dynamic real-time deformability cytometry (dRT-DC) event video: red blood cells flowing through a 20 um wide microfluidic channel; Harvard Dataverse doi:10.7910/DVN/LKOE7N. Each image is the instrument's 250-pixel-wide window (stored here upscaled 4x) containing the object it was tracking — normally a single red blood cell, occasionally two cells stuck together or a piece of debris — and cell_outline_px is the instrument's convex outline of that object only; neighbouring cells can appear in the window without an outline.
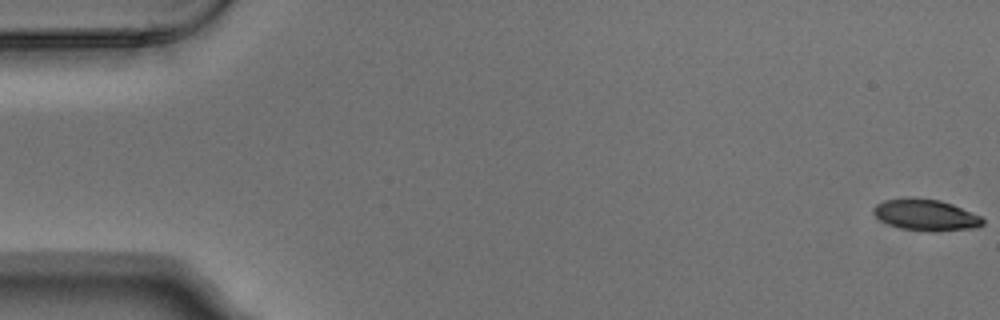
{"species": "Egyptian fruit bat (a non-hibernating species)", "species_latin": "Rousettus aegyptiacus", "temperature_condition": "warm", "stored_images_in_passage": 5, "camera_frame_rate_fps": 3000, "um_per_image_px": 0.085, "animal": {"sex": "male"}, "frame": {"image": 1, "passage_image": 1, "time_ms": 0.0, "image_size_px": [1000, 320], "cell_outline_px": [[984, 224], [976, 228], [932, 232], [928, 232], [900, 228], [888, 224], [880, 220], [872, 212], [872, 208], [876, 204], [884, 200], [904, 196], [912, 196], [940, 200], [952, 204], [980, 216], [984, 220]], "centroid_in_image_um": [78.65, 18.26], "position_along_channel_um": 6.3, "area_um2": 20.4}}
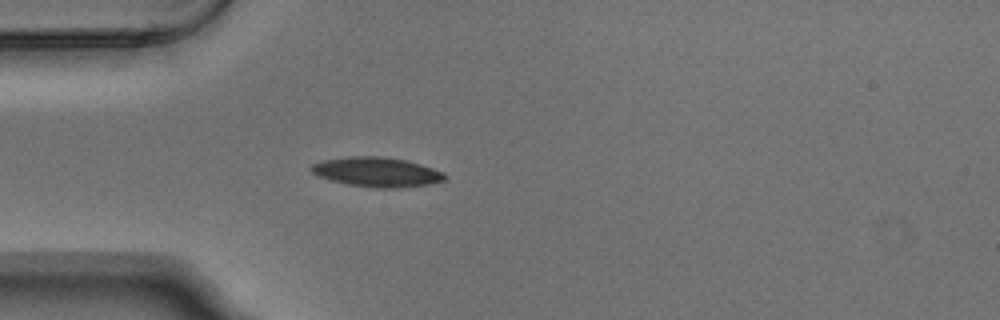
{"frame": {"image": 2, "passage_image": 5, "time_ms": 1.333, "image_size_px": [1000, 320], "cell_outline_px": [[448, 176], [444, 180], [428, 184], [400, 188], [372, 188], [348, 184], [332, 180], [320, 176], [312, 172], [308, 168], [312, 164], [320, 160], [348, 156], [380, 156], [404, 160], [420, 164], [444, 172]], "centroid_in_image_um": [32.02, 14.62], "position_along_channel_um": 53.0, "area_um2": 23.06}}